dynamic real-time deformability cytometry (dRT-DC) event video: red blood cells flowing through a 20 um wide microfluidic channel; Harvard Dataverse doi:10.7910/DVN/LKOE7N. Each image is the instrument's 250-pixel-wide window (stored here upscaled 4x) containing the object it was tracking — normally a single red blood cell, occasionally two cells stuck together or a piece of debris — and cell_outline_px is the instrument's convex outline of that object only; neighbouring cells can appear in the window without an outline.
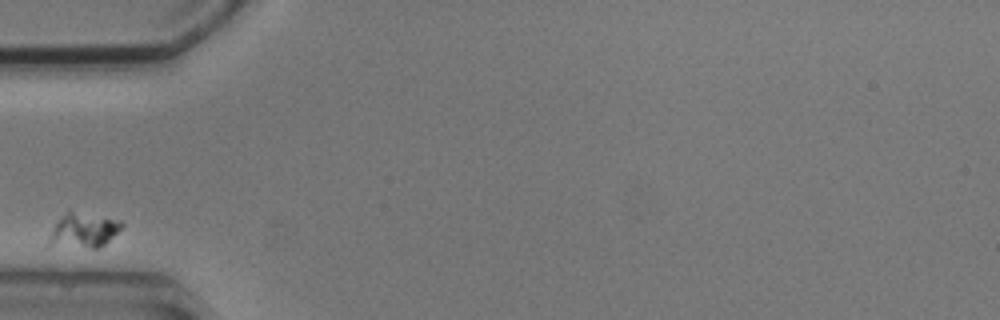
{"species": "common noctule bat (a hibernating species)", "species_latin": "Nyctalus noctula", "temperature_condition": "cold", "stored_images_in_passage": 4, "camera_frame_rate_fps": 3000, "um_per_image_px": 0.085, "animal": {"sex": "male", "body_mass_g": 20.5, "forearm_length_mm": 52.5}, "frame": {"image": 1, "passage_image": 1, "time_ms": 0.0, "image_size_px": [1000, 320], "cell_outline_px": [[124, 224], [100, 248], [92, 248], [48, 244], [48, 240], [52, 228], [68, 208], [120, 220]], "centroid_in_image_um": [7.08, 19.52], "position_along_channel_um": 77.9, "area_um2": 14.68}}